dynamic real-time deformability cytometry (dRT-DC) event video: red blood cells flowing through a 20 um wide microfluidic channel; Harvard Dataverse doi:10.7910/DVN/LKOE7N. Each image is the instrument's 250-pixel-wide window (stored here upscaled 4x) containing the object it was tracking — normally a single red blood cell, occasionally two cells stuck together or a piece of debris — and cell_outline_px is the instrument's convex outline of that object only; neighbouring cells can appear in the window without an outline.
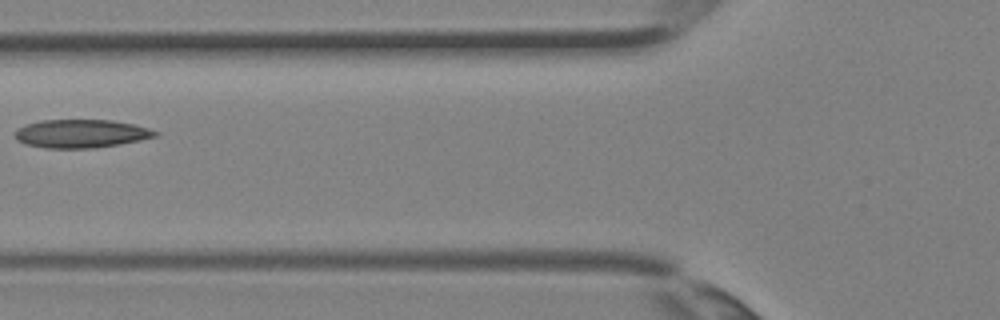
{"species": "Egyptian fruit bat (a non-hibernating species)", "species_latin": "Rousettus aegyptiacus", "temperature_condition": "room temperature", "stored_images_in_passage": 4, "camera_frame_rate_fps": 3000, "um_per_image_px": 0.085, "animal": {"sex": "female"}, "frame": {"image": 1, "passage_image": 4, "time_ms": 1.0, "image_size_px": [1000, 320], "cell_outline_px": [[160, 136], [120, 144], [96, 148], [44, 148], [24, 144], [16, 140], [16, 132], [20, 128], [28, 124], [44, 120], [112, 120], [132, 124], [148, 128], [160, 132]], "centroid_in_image_um": [6.94, 11.37], "position_along_channel_um": 118.9, "area_um2": 23.12}}